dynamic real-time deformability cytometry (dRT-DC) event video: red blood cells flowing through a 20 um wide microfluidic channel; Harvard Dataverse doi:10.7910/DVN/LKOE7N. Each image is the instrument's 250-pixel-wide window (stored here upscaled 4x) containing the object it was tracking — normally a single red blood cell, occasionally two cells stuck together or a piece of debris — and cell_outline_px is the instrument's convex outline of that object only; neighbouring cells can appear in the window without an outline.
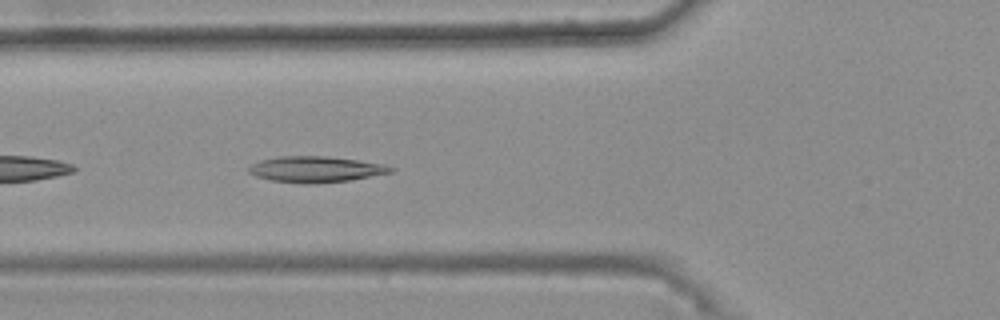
{"species": "common noctule bat (a hibernating species)", "species_latin": "Nyctalus noctula", "temperature_condition": "warm", "stored_images_in_passage": 31, "camera_frame_rate_fps": 3000, "um_per_image_px": 0.085, "animal": {"sex": "female", "body_mass_g": 25.1}, "frame": {"image": 1, "passage_image": 5, "time_ms": 1.333, "image_size_px": [1000, 320], "cell_outline_px": [[396, 168], [392, 172], [348, 180], [312, 184], [300, 184], [272, 180], [256, 176], [248, 172], [248, 168], [252, 164], [260, 160], [280, 156], [324, 156], [360, 160], [384, 164]], "centroid_in_image_um": [26.83, 14.39], "position_along_channel_um": 99.0, "area_um2": 21.44}, "authors_computed_cell_mechanics": {"area_um2": 19.5364, "velocity_mm_per_s": 3.7191, "shape_relaxation_time_tau1_ms": null, "shape_relaxation_time_tau2_ms": 3.2342, "deformation_change_tau1": null, "deformation_change_tau2": 0.1008}}